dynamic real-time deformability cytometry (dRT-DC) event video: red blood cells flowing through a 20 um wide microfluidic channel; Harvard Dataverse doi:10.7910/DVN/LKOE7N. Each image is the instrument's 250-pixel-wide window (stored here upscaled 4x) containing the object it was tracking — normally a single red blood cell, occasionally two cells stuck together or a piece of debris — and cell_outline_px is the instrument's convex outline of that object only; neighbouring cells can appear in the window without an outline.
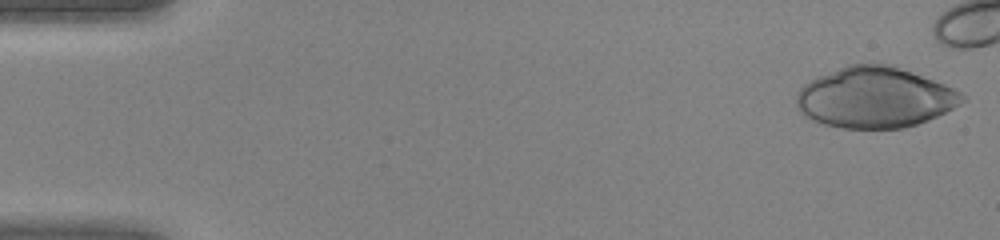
{"species": "human", "species_latin": "Homo sapiens", "temperature_condition": "warm", "stored_images_in_passage": 37, "camera_frame_rate_fps": 3000, "um_per_image_px": 0.085, "donor": {"sex": "female"}, "frame": {"image": 1, "passage_image": 1, "time_ms": 0.0, "image_size_px": [1000, 240], "cell_outline_px": [[968, 100], [928, 120], [904, 128], [840, 128], [820, 124], [804, 116], [796, 108], [796, 92], [804, 84], [820, 76], [848, 64], [868, 60], [896, 64], [944, 84], [960, 92]], "centroid_in_image_um": [74.35, 8.25], "position_along_channel_um": 10.7, "area_um2": 59.65}}